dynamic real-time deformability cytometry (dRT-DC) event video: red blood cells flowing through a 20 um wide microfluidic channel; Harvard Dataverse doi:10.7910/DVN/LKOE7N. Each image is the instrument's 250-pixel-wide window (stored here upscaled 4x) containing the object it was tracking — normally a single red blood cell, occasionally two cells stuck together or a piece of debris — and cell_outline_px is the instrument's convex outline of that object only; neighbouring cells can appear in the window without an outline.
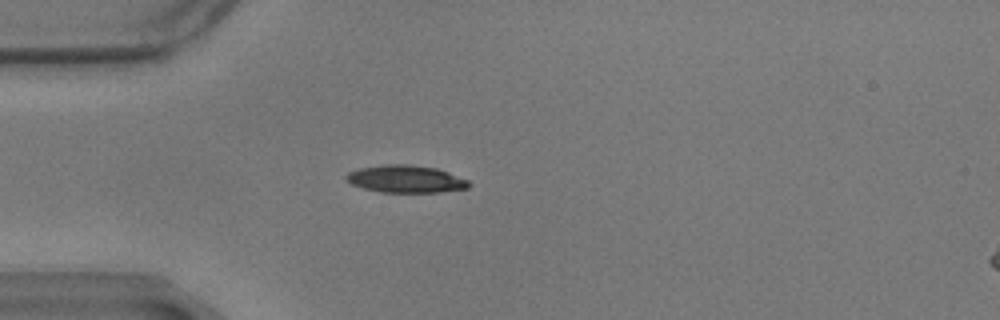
{"species": "common noctule bat (a hibernating species)", "species_latin": "Nyctalus noctula", "temperature_condition": "warm", "stored_images_in_passage": 43, "camera_frame_rate_fps": 3000, "um_per_image_px": 0.085, "animal": {"sex": "male", "body_mass_g": 17.9}, "frame": {"image": 1, "passage_image": 1, "time_ms": 0.0, "image_size_px": [1000, 320], "cell_outline_px": [[472, 184], [468, 188], [440, 192], [380, 192], [364, 188], [352, 184], [344, 180], [344, 176], [348, 172], [360, 168], [384, 164], [408, 164], [436, 168], [448, 172], [468, 180]], "centroid_in_image_um": [34.47, 15.21], "position_along_channel_um": 50.5, "area_um2": 19.65}}
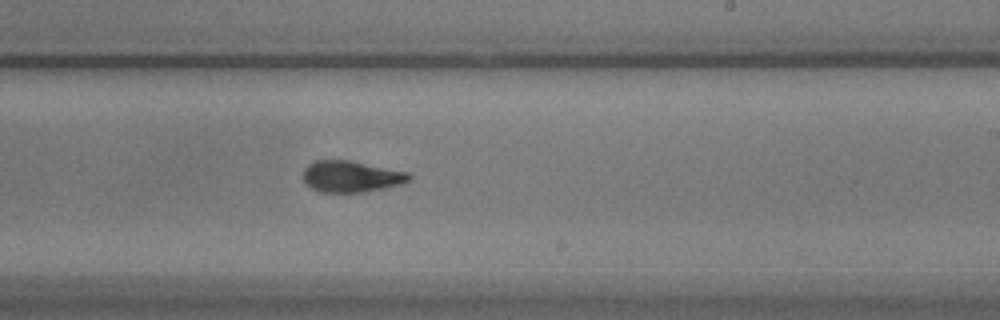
{"frame": {"image": 2, "passage_image": 20, "time_ms": 6.333, "image_size_px": [1000, 320], "cell_outline_px": [[412, 176], [408, 180], [400, 184], [360, 192], [320, 192], [312, 188], [304, 180], [304, 168], [308, 164], [316, 160], [348, 160], [408, 172]], "centroid_in_image_um": [29.82, 14.99], "position_along_channel_um": 259.2, "area_um2": 18.96}}
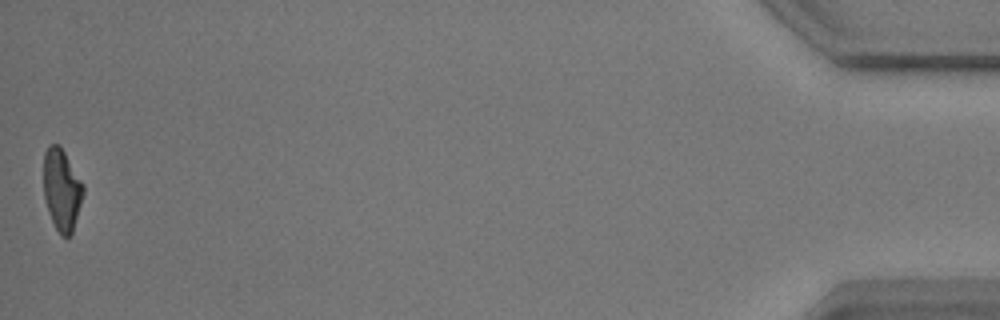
{"frame": {"image": 3, "passage_image": 43, "time_ms": 14.0, "image_size_px": [1000, 320], "cell_outline_px": [[84, 192], [72, 232], [68, 236], [60, 236], [48, 212], [44, 196], [44, 152], [48, 144], [60, 144], [84, 184]], "centroid_in_image_um": [5.25, 16.08], "position_along_channel_um": 430.0, "area_um2": 18.9}, "authors_computed_cell_mechanics": {"area_um2": 19.7676, "velocity_mm_per_s": 3.4602, "shape_relaxation_time_tau1_ms": 5.514, "shape_relaxation_time_tau2_ms": 1.9819, "deformation_change_tau1": 0.2048, "deformation_change_tau2": 0.0793}}